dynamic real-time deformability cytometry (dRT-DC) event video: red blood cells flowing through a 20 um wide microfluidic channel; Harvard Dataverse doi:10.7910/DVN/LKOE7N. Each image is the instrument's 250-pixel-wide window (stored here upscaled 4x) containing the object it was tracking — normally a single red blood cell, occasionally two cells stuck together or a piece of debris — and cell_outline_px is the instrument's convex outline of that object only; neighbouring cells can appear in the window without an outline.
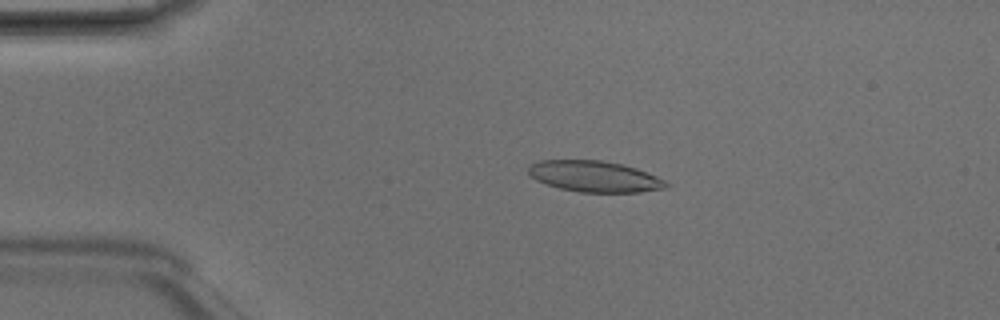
{"species": "Egyptian fruit bat (a non-hibernating species)", "species_latin": "Rousettus aegyptiacus", "temperature_condition": "room temperature", "stored_images_in_passage": 4, "camera_frame_rate_fps": 3000, "um_per_image_px": 0.085, "animal": {"sex": "male"}, "frame": {"image": 1, "passage_image": 3, "time_ms": 0.667, "image_size_px": [1000, 320], "cell_outline_px": [[668, 188], [640, 192], [580, 192], [560, 188], [536, 180], [528, 172], [528, 164], [540, 160], [604, 160], [624, 164], [636, 168], [656, 176], [664, 180], [668, 184]], "centroid_in_image_um": [50.54, 14.98], "position_along_channel_um": 34.5, "area_um2": 24.97}}